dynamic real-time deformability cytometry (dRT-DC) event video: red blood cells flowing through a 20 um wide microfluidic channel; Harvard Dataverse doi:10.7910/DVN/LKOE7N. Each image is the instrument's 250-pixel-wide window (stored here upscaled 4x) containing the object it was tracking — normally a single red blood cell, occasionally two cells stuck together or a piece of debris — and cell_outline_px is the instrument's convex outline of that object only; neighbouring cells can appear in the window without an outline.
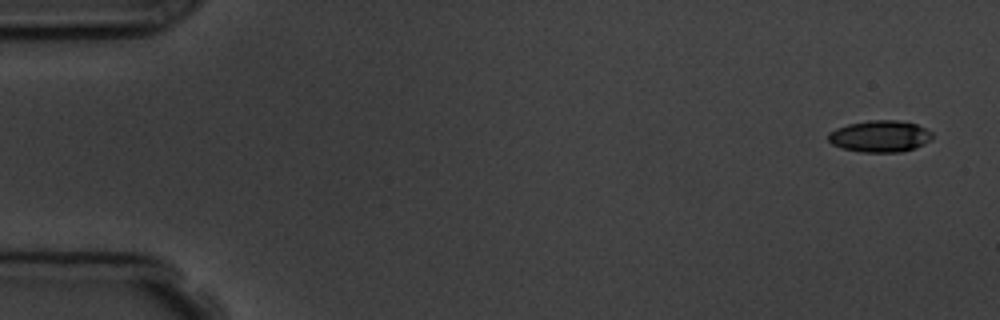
{"species": "common noctule bat (a hibernating species)", "species_latin": "Nyctalus noctula", "temperature_condition": "room temperature", "stored_images_in_passage": 6, "segment_of_instrument_passage": [1, 2], "camera_frame_rate_fps": 3000, "um_per_image_px": 0.085, "animal": {"sex": "male", "body_mass_g": 19.5, "forearm_length_mm": 54.6}, "frame": {"image": 1, "passage_image": 1, "time_ms": 0.0, "image_size_px": [1000, 320], "cell_outline_px": [[932, 140], [916, 148], [900, 152], [860, 152], [840, 148], [832, 144], [828, 140], [828, 132], [836, 128], [848, 124], [868, 120], [900, 120], [916, 124], [932, 132]], "centroid_in_image_um": [74.79, 11.58], "position_along_channel_um": 10.2, "area_um2": 19.42}}